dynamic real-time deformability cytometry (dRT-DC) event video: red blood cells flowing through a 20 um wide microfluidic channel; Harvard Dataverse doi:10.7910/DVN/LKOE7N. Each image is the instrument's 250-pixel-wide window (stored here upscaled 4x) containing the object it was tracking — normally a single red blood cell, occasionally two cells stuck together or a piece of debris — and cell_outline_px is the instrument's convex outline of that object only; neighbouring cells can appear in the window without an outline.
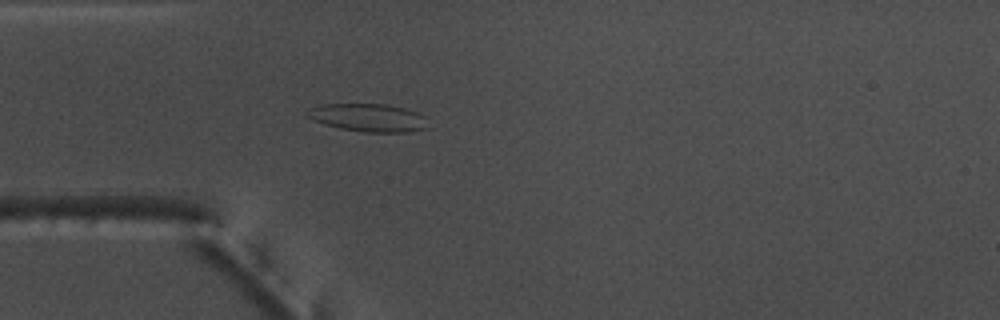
{"species": "common noctule bat (a hibernating species)", "species_latin": "Nyctalus noctula", "temperature_condition": "warm", "stored_images_in_passage": 46, "camera_frame_rate_fps": 3000, "um_per_image_px": 0.085, "animal": {"sex": "male", "body_mass_g": 17.5, "forearm_length_mm": 52.3}, "frame": {"image": 1, "passage_image": 8, "time_ms": 2.333, "image_size_px": [1000, 320], "cell_outline_px": [[428, 128], [408, 132], [364, 132], [340, 128], [324, 124], [312, 120], [304, 116], [304, 112], [308, 108], [320, 104], [384, 104], [404, 108], [416, 112], [424, 116]], "centroid_in_image_um": [31.23, 10.0], "position_along_channel_um": 53.8, "area_um2": 19.83}}
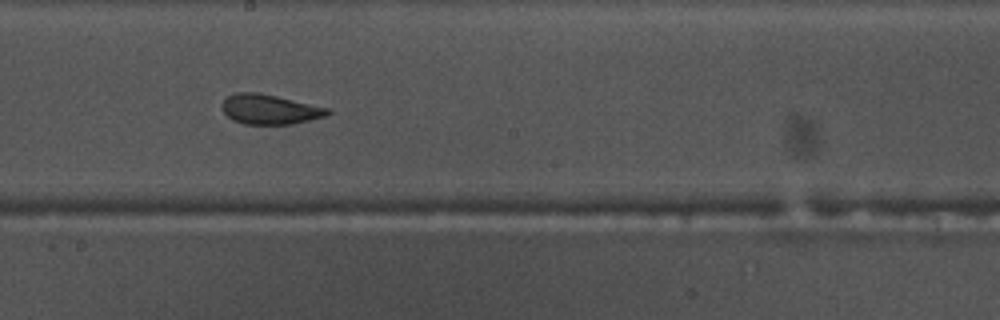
{"frame": {"image": 2, "passage_image": 22, "time_ms": 7.0, "image_size_px": [1000, 320], "cell_outline_px": [[332, 112], [324, 116], [292, 124], [244, 124], [232, 120], [224, 112], [220, 104], [228, 96], [236, 92], [256, 92], [276, 96], [328, 108]], "centroid_in_image_um": [22.88, 9.29], "position_along_channel_um": 225.3, "area_um2": 18.15}}
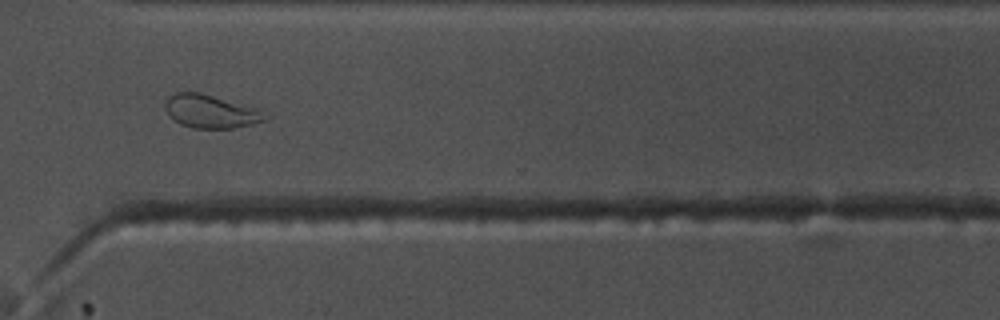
{"frame": {"image": 3, "passage_image": 32, "time_ms": 10.333, "image_size_px": [1000, 320], "cell_outline_px": [[272, 116], [268, 120], [252, 124], [232, 128], [192, 128], [180, 124], [172, 120], [168, 116], [164, 108], [164, 104], [168, 96], [176, 92], [200, 92], [256, 108]], "centroid_in_image_um": [17.9, 9.48], "position_along_channel_um": 352.7, "area_um2": 19.65}, "authors_computed_cell_mechanics": {"area_um2": 19.5653, "velocity_mm_per_s": 3.8054, "shape_relaxation_time_tau1_ms": 6.4511, "shape_relaxation_time_tau2_ms": 1.7947, "deformation_change_tau1": 0.1873, "deformation_change_tau2": 0.0878}}